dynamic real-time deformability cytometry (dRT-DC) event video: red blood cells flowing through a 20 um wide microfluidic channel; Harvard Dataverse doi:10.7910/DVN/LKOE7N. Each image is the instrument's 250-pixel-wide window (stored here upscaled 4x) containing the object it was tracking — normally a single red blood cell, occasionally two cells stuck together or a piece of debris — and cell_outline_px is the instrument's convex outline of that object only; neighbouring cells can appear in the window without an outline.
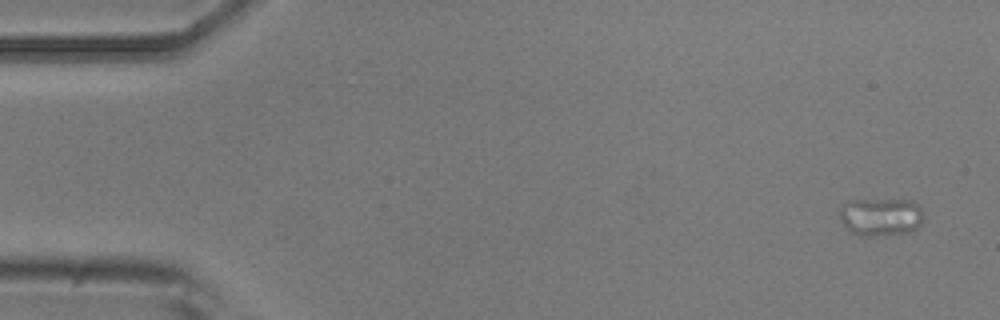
{"species": "common noctule bat (a hibernating species)", "species_latin": "Nyctalus noctula", "temperature_condition": "room temperature", "stored_images_in_passage": 5, "camera_frame_rate_fps": 3000, "um_per_image_px": 0.085, "animal": {"sex": "male", "body_mass_g": 20.5, "forearm_length_mm": 52.5}, "frame": {"image": 1, "passage_image": 1, "time_ms": 0.0, "image_size_px": [1000, 320], "cell_outline_px": [[924, 220], [912, 232], [852, 232], [844, 224], [840, 216], [840, 208], [848, 200], [912, 200], [920, 208], [924, 216]], "centroid_in_image_um": [74.92, 18.34], "position_along_channel_um": 10.1, "area_um2": 17.51}}
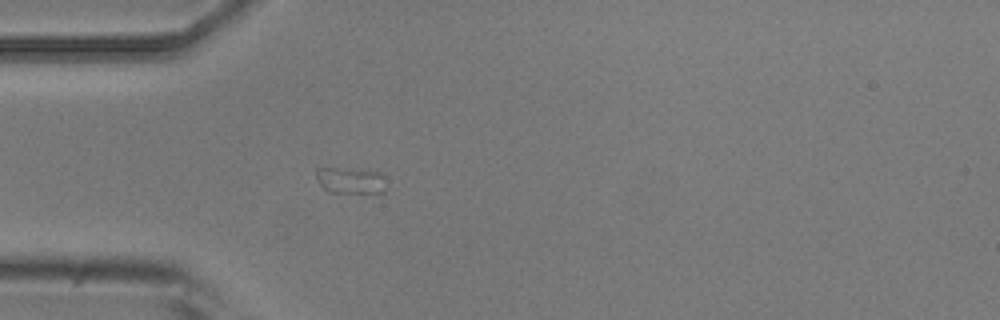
{"frame": {"image": 2, "passage_image": 5, "time_ms": 4.667, "image_size_px": [1000, 320], "cell_outline_px": [[384, 192], [328, 192], [320, 184], [316, 176], [316, 168], [360, 168], [380, 172], [384, 176]], "centroid_in_image_um": [29.79, 15.3], "position_along_channel_um": 55.2, "area_um2": 10.75}}